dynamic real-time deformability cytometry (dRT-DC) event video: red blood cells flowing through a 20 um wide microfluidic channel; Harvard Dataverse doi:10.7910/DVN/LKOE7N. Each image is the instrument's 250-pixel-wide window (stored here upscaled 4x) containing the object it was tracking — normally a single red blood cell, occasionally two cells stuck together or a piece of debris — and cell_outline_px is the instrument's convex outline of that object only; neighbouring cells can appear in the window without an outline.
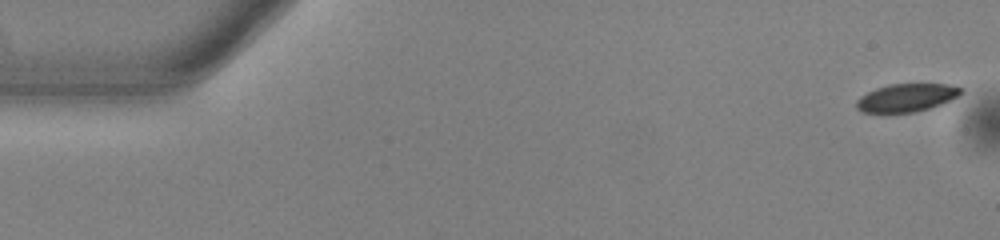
{"species": "common noctule bat (a hibernating species)", "species_latin": "Nyctalus noctula", "temperature_condition": "warm", "stored_images_in_passage": 53, "camera_frame_rate_fps": 3000, "um_per_image_px": 0.085, "animal": {"sex": "male", "body_mass_g": 13.0, "forearm_length_mm": 53.1}, "frame": {"image": 1, "passage_image": 1, "time_ms": 0.0, "image_size_px": [1000, 240], "cell_outline_px": [[964, 92], [940, 104], [916, 112], [860, 112], [856, 108], [856, 100], [860, 96], [876, 88], [888, 84], [948, 84], [964, 88]], "centroid_in_image_um": [77.03, 8.29], "position_along_channel_um": 8.0, "area_um2": 16.94}}
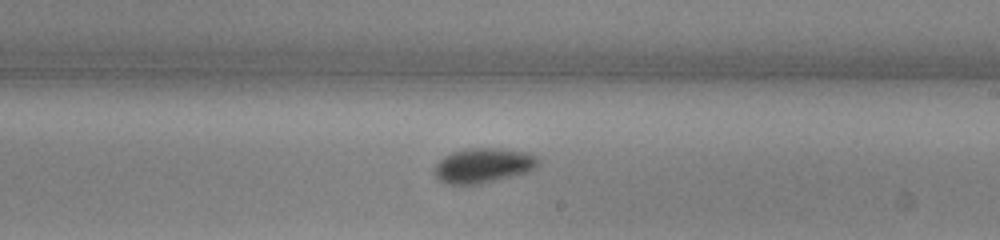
{"frame": {"image": 2, "passage_image": 31, "time_ms": 10.0, "image_size_px": [1000, 240], "cell_outline_px": [[540, 164], [536, 168], [528, 172], [476, 184], [448, 184], [440, 180], [436, 176], [432, 168], [444, 156], [452, 152], [468, 148], [500, 148], [528, 152], [540, 156]], "centroid_in_image_um": [41.12, 14.04], "position_along_channel_um": 247.9, "area_um2": 21.15}}
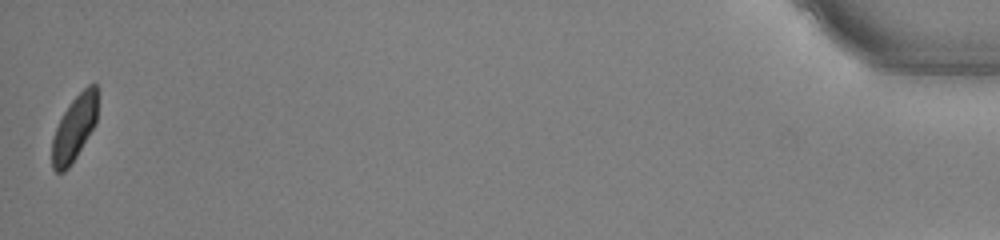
{"frame": {"image": 3, "passage_image": 53, "time_ms": 17.333, "image_size_px": [1000, 240], "cell_outline_px": [[96, 124], [76, 156], [68, 168], [64, 172], [56, 172], [52, 168], [52, 140], [56, 128], [64, 112], [72, 100], [88, 84], [96, 84]], "centroid_in_image_um": [6.3, 10.92], "position_along_channel_um": 428.9, "area_um2": 16.94}, "authors_computed_cell_mechanics": {"area_um2": 19.1896, "velocity_mm_per_s": 3.8267, "shape_relaxation_time_tau1_ms": 3.1235, "shape_relaxation_time_tau2_ms": 6.2037, "deformation_change_tau1": 0.1023, "deformation_change_tau2": 0.0917}}